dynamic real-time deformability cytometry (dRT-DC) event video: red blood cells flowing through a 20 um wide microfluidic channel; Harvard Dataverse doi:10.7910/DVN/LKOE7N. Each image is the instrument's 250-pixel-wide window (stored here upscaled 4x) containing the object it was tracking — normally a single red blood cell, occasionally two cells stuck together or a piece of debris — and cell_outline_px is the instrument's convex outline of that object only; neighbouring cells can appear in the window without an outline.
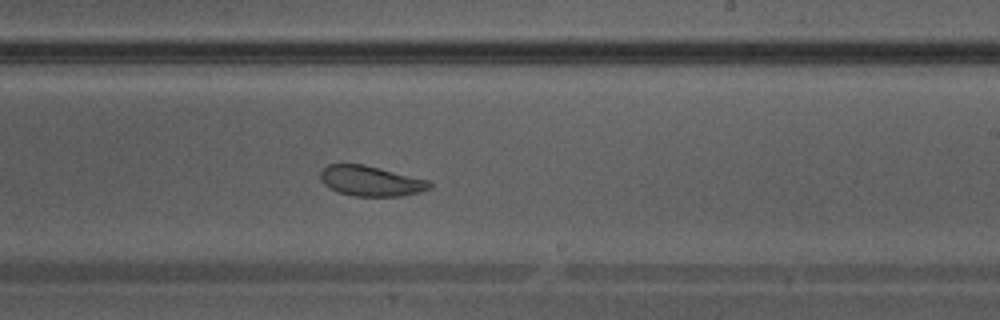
{"species": "Egyptian fruit bat (a non-hibernating species)", "species_latin": "Rousettus aegyptiacus", "temperature_condition": "warm", "stored_images_in_passage": 36, "camera_frame_rate_fps": 3000, "um_per_image_px": 0.085, "animal": {"sex": "male"}, "frame": {"image": 1, "passage_image": 21, "time_ms": 6.667, "image_size_px": [1000, 320], "cell_outline_px": [[432, 188], [420, 192], [400, 196], [356, 196], [336, 192], [328, 188], [320, 180], [320, 172], [328, 164], [364, 164], [432, 180]], "centroid_in_image_um": [31.55, 15.38], "position_along_channel_um": 257.4, "area_um2": 19.59}}